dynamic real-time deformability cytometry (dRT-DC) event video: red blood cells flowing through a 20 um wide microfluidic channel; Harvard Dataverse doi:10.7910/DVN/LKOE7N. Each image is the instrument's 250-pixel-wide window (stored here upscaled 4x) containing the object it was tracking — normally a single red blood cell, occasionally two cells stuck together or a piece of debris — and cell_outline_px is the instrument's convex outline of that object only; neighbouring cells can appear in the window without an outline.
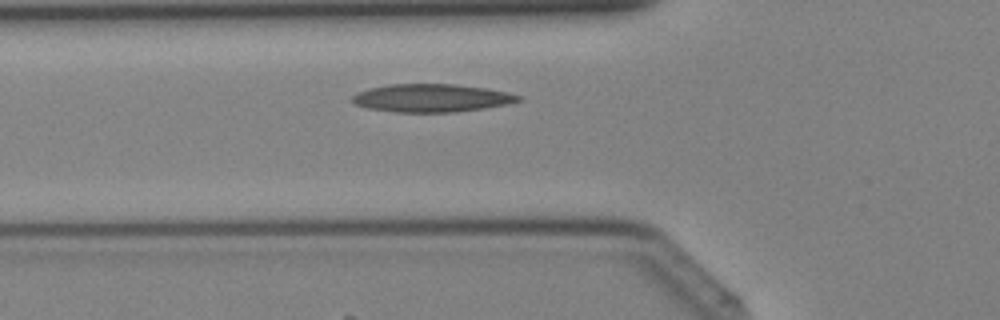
{"species": "Egyptian fruit bat (a non-hibernating species)", "species_latin": "Rousettus aegyptiacus", "temperature_condition": "cold", "stored_images_in_passage": 28, "camera_frame_rate_fps": 3000, "um_per_image_px": 0.085, "animal": {"sex": "female"}, "frame": {"image": 1, "passage_image": 2, "time_ms": 0.333, "image_size_px": [1000, 320], "cell_outline_px": [[524, 100], [508, 104], [484, 108], [456, 112], [396, 112], [368, 108], [356, 104], [352, 100], [352, 96], [356, 92], [368, 88], [388, 84], [452, 84], [484, 88], [508, 92], [520, 96]], "centroid_in_image_um": [36.68, 8.33], "position_along_channel_um": 89.1, "area_um2": 27.11}}
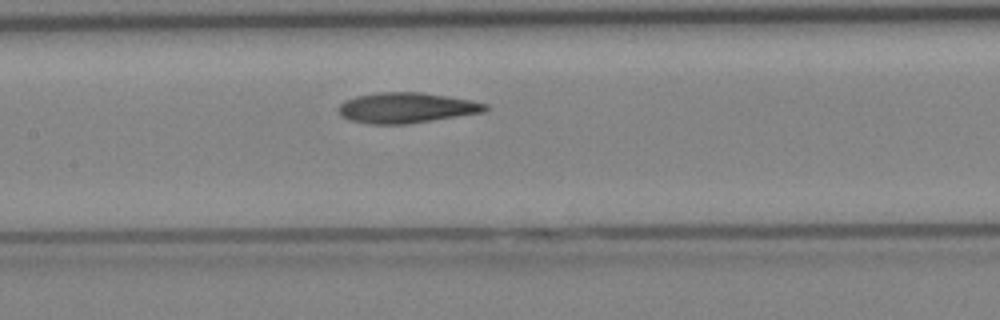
{"frame": {"image": 2, "passage_image": 7, "time_ms": 2.0, "image_size_px": [1000, 320], "cell_outline_px": [[488, 108], [484, 112], [408, 124], [368, 124], [348, 120], [340, 112], [340, 104], [344, 100], [356, 96], [380, 92], [420, 92], [468, 100], [488, 104]], "centroid_in_image_um": [34.53, 9.17], "position_along_channel_um": 172.9, "area_um2": 25.78}}
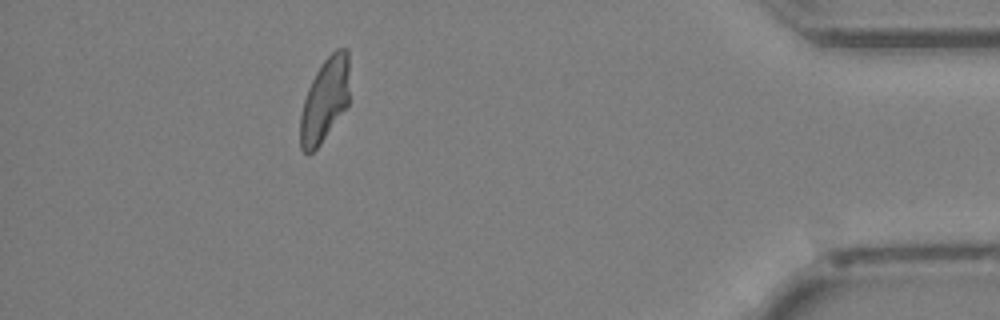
{"frame": {"image": 3, "passage_image": 24, "time_ms": 7.667, "image_size_px": [1000, 320], "cell_outline_px": [[348, 104], [320, 144], [308, 156], [300, 148], [300, 116], [304, 100], [308, 88], [320, 64], [336, 48], [348, 48]], "centroid_in_image_um": [27.59, 8.5], "position_along_channel_um": 407.6, "area_um2": 23.81}}